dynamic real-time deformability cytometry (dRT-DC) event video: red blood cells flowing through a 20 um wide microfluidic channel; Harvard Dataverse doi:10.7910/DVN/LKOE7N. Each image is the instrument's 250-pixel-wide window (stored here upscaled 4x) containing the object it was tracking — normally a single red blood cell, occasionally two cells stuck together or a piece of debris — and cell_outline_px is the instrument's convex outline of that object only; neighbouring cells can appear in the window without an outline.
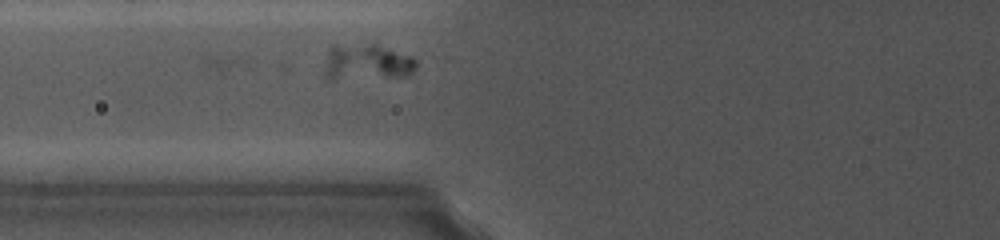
{"species": "common noctule bat (a hibernating species)", "species_latin": "Nyctalus noctula", "temperature_condition": "cold", "stored_images_in_passage": 13, "camera_frame_rate_fps": 5000, "um_per_image_px": 0.085, "animal": {"sex": "female", "body_mass_g": 19.0, "forearm_length_mm": 56.7}, "frame": {"image": 1, "passage_image": 2, "time_ms": 0.6, "image_size_px": [1000, 240], "cell_outline_px": [[416, 68], [408, 76], [336, 80], [328, 80], [324, 76], [324, 68], [328, 48], [332, 44], [376, 44], [412, 56], [416, 60]], "centroid_in_image_um": [31.13, 5.3], "position_along_channel_um": 94.7, "area_um2": 19.94}}